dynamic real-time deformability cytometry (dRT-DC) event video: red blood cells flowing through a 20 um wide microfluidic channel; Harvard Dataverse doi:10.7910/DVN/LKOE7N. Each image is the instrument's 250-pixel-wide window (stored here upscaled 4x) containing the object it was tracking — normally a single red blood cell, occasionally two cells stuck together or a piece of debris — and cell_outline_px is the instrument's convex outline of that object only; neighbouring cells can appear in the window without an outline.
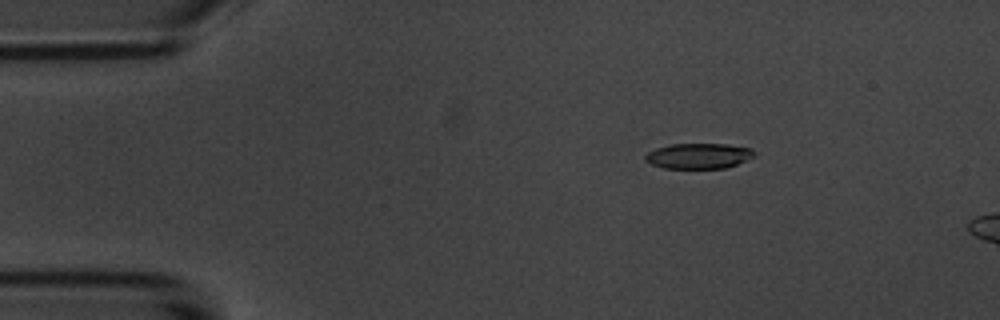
{"species": "common noctule bat (a hibernating species)", "species_latin": "Nyctalus noctula", "temperature_condition": "room temperature", "stored_images_in_passage": 4, "camera_frame_rate_fps": 3000, "um_per_image_px": 0.085, "animal": {"sex": "male", "body_mass_g": 20.1, "forearm_length_mm": 53.5}, "frame": {"image": 1, "passage_image": 2, "time_ms": 1.0, "image_size_px": [1000, 320], "cell_outline_px": [[756, 152], [752, 156], [736, 164], [724, 168], [664, 168], [652, 164], [644, 160], [644, 156], [648, 152], [656, 148], [672, 144], [724, 144], [752, 148]], "centroid_in_image_um": [59.35, 13.25], "position_along_channel_um": 25.7, "area_um2": 15.95}}